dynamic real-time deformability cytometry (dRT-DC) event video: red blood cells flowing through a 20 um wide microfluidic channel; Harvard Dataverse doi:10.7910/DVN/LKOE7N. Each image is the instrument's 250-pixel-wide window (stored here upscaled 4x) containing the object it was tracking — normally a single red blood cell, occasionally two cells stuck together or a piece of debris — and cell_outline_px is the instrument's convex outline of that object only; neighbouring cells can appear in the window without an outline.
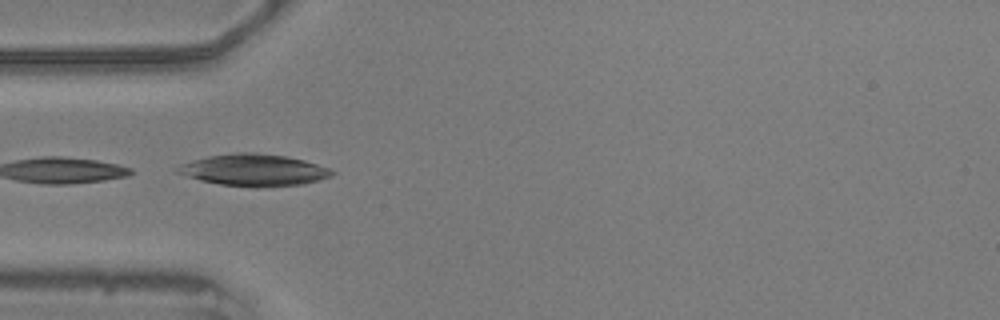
{"species": "common noctule bat (a hibernating species)", "species_latin": "Nyctalus noctula", "temperature_condition": "warm", "stored_images_in_passage": 9, "camera_frame_rate_fps": 3000, "um_per_image_px": 0.085, "animal": {"sex": "male", "body_mass_g": 20.5, "forearm_length_mm": 52.5}, "frame": {"image": 1, "passage_image": 1, "time_ms": 0.0, "image_size_px": [1000, 320], "cell_outline_px": [[336, 172], [332, 176], [320, 180], [300, 184], [256, 188], [252, 188], [220, 184], [200, 180], [176, 172], [176, 168], [180, 164], [192, 160], [208, 156], [236, 152], [256, 152], [284, 156], [304, 160], [328, 168]], "centroid_in_image_um": [21.57, 14.46], "position_along_channel_um": 63.4, "area_um2": 28.67}}